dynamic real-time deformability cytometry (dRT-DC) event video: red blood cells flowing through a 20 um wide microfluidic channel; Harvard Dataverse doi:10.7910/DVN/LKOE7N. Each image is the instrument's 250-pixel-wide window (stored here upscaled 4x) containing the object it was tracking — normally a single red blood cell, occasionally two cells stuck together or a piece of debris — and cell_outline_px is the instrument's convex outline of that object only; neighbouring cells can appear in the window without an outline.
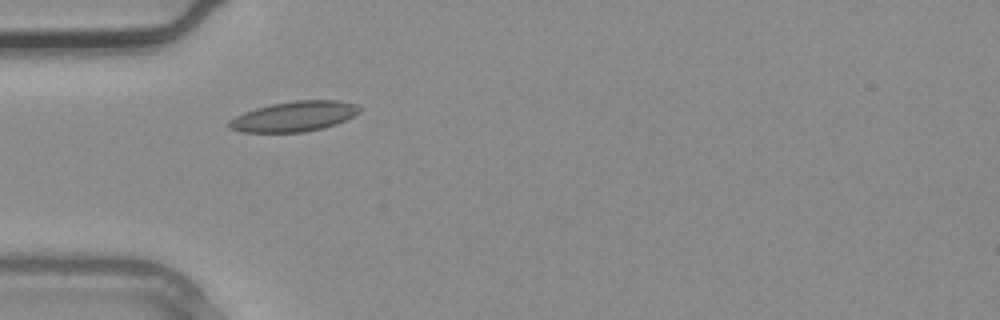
{"species": "common noctule bat (a hibernating species)", "species_latin": "Nyctalus noctula", "temperature_condition": "warm", "stored_images_in_passage": 3, "camera_frame_rate_fps": 3000, "um_per_image_px": 0.085, "animal": {"sex": "male", "body_mass_g": 20.4}, "frame": {"image": 1, "passage_image": 3, "time_ms": 0.667, "image_size_px": [1000, 320], "cell_outline_px": [[360, 112], [336, 124], [324, 128], [304, 132], [240, 132], [228, 128], [228, 120], [244, 112], [256, 108], [272, 104], [296, 100], [336, 100], [356, 104], [360, 108]], "centroid_in_image_um": [24.97, 9.9], "position_along_channel_um": 60.0, "area_um2": 22.89}}